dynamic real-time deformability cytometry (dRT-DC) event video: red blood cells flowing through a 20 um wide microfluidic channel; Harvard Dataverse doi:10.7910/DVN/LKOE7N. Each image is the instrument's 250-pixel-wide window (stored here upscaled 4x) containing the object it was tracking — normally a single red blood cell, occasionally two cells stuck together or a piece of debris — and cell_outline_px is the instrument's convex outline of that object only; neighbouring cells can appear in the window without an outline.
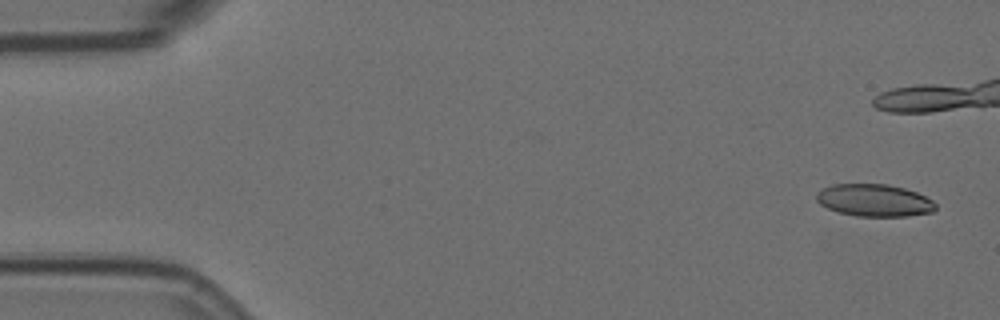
{"species": "Egyptian fruit bat (a non-hibernating species)", "species_latin": "Rousettus aegyptiacus", "temperature_condition": "room temperature", "stored_images_in_passage": 10, "camera_frame_rate_fps": 3000, "um_per_image_px": 0.085, "animal": {"sex": "female"}, "frame": {"image": 1, "passage_image": 1, "time_ms": 0.0, "image_size_px": [1000, 320], "cell_outline_px": [[936, 208], [932, 212], [908, 216], [856, 216], [840, 212], [828, 208], [820, 204], [816, 200], [816, 192], [832, 184], [888, 184], [904, 188], [916, 192], [932, 200], [936, 204]], "centroid_in_image_um": [74.31, 17.02], "position_along_channel_um": 10.7, "area_um2": 22.37}}
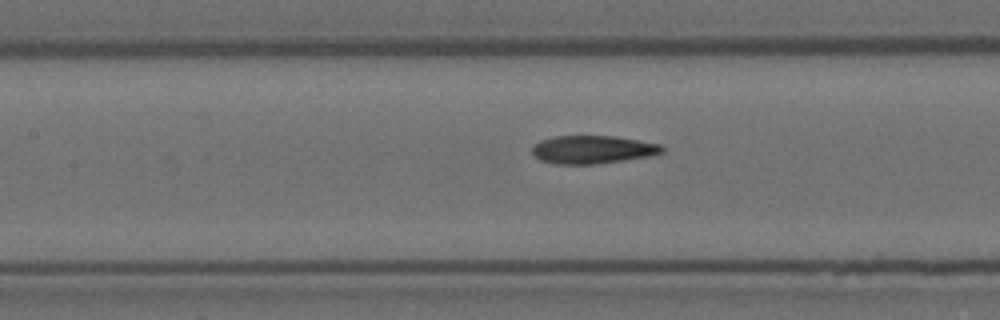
{"frame": {"image": 2, "passage_image": 9, "time_ms": 2.667, "image_size_px": [1000, 320], "cell_outline_px": [[664, 152], [652, 156], [596, 164], [556, 164], [540, 160], [532, 152], [532, 148], [540, 140], [556, 136], [616, 136], [660, 144], [664, 148]], "centroid_in_image_um": [50.41, 12.71], "position_along_channel_um": 157.0, "area_um2": 21.27}}